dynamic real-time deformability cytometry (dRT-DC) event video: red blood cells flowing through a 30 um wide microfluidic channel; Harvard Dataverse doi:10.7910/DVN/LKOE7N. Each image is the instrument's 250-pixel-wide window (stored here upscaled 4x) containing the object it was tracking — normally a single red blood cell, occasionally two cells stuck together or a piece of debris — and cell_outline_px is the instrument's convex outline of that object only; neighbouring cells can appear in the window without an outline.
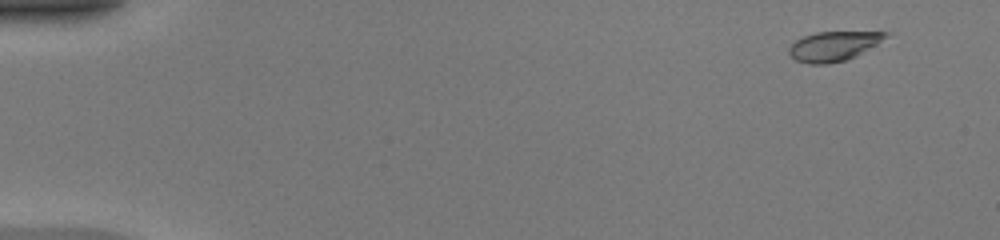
{"species": "common noctule bat (a hibernating species)", "species_latin": "Nyctalus noctula", "temperature_condition": "warm", "stored_images_in_passage": 50, "camera_frame_rate_fps": 3000, "um_per_image_px": 0.085, "animal": {"sex": "female", "body_mass_g": 20.0, "forearm_length_mm": 54.0}, "frame": {"image": 1, "passage_image": 4, "time_ms": 1.0, "image_size_px": [1000, 240], "cell_outline_px": [[892, 36], [856, 56], [844, 60], [828, 64], [808, 64], [796, 60], [788, 52], [788, 48], [796, 40], [804, 36], [816, 32], [892, 32]], "centroid_in_image_um": [70.91, 3.91], "position_along_channel_um": 14.1, "area_um2": 16.76}}
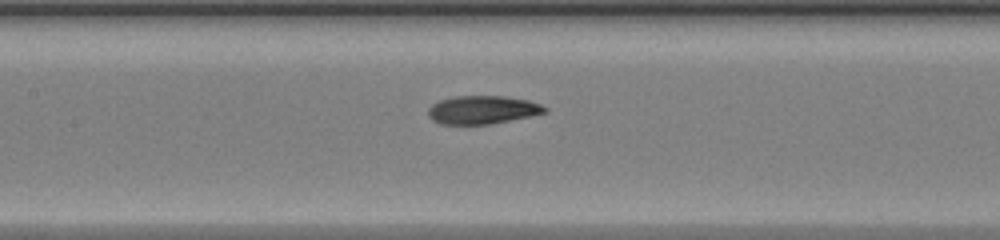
{"frame": {"image": 2, "passage_image": 25, "time_ms": 8.0, "image_size_px": [1000, 240], "cell_outline_px": [[548, 112], [532, 116], [488, 124], [440, 124], [432, 120], [428, 116], [428, 108], [432, 104], [440, 100], [456, 96], [504, 96], [528, 100], [540, 104], [548, 108]], "centroid_in_image_um": [41.02, 9.33], "position_along_channel_um": 166.4, "area_um2": 19.25}}
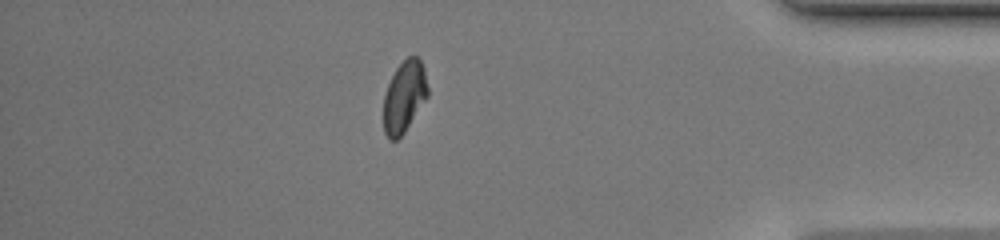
{"frame": {"image": 3, "passage_image": 44, "time_ms": 14.333, "image_size_px": [1000, 240], "cell_outline_px": [[428, 96], [404, 132], [396, 140], [388, 140], [384, 132], [384, 92], [396, 68], [408, 56], [416, 56], [420, 60], [424, 68], [428, 88]], "centroid_in_image_um": [34.36, 8.22], "position_along_channel_um": 400.8, "area_um2": 18.32}, "authors_computed_cell_mechanics": {"area_um2": 18.9873, "velocity_mm_per_s": 4.2151, "shape_relaxation_time_tau1_ms": 7.5056, "shape_relaxation_time_tau2_ms": 1.5071, "deformation_change_tau1": 0.2481, "deformation_change_tau2": 0.0467}}